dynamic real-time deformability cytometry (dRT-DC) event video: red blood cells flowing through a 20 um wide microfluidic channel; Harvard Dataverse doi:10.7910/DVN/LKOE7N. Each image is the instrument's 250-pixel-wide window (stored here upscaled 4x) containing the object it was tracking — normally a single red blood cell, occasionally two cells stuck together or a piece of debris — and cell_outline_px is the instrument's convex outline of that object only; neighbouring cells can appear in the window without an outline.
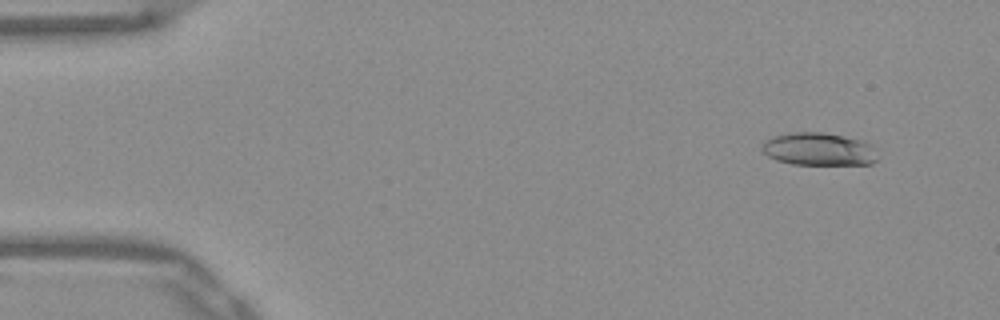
{"species": "Egyptian fruit bat (a non-hibernating species)", "species_latin": "Rousettus aegyptiacus", "temperature_condition": "warm", "stored_images_in_passage": 52, "camera_frame_rate_fps": 3000, "um_per_image_px": 0.085, "frame": {"image": 1, "passage_image": 5, "time_ms": 1.333, "image_size_px": [1000, 320], "cell_outline_px": [[876, 160], [872, 164], [792, 164], [776, 160], [768, 156], [760, 148], [764, 140], [772, 136], [788, 132], [820, 132], [844, 136], [864, 140], [872, 144]], "centroid_in_image_um": [69.55, 12.66], "position_along_channel_um": 15.4, "area_um2": 22.2}}
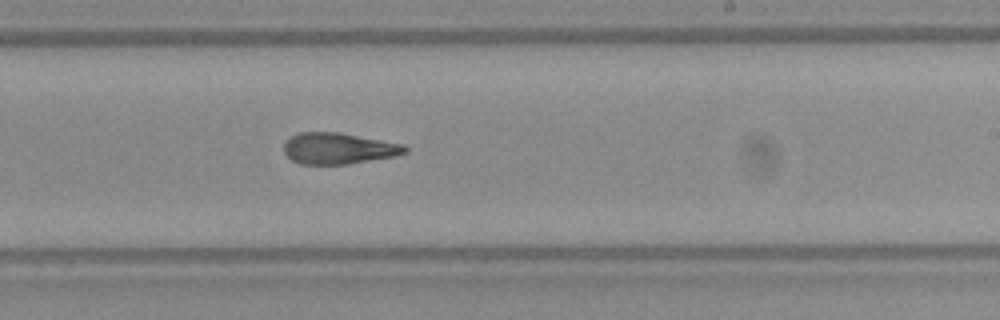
{"frame": {"image": 2, "passage_image": 32, "time_ms": 10.333, "image_size_px": [1000, 320], "cell_outline_px": [[408, 152], [396, 156], [348, 164], [300, 164], [292, 160], [284, 152], [284, 144], [292, 136], [300, 132], [340, 132], [404, 144], [408, 148]], "centroid_in_image_um": [28.81, 12.61], "position_along_channel_um": 260.2, "area_um2": 22.08}}
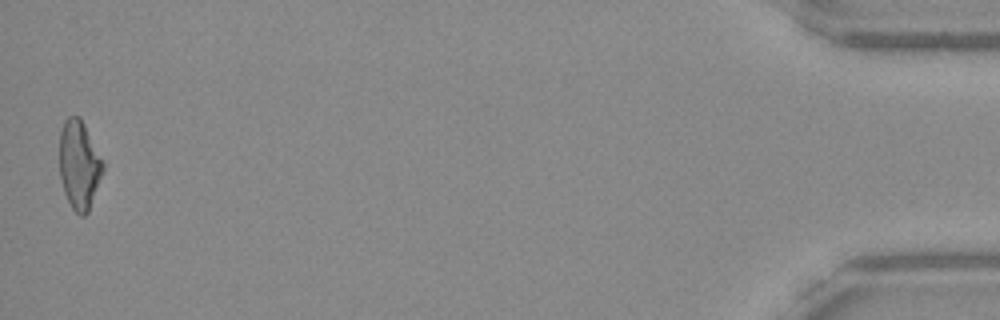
{"frame": {"image": 3, "passage_image": 52, "time_ms": 17.0, "image_size_px": [1000, 320], "cell_outline_px": [[104, 168], [88, 212], [84, 216], [80, 216], [72, 208], [64, 192], [60, 176], [60, 132], [64, 120], [68, 116], [80, 116], [104, 160]], "centroid_in_image_um": [6.74, 13.98], "position_along_channel_um": 428.5, "area_um2": 22.48}, "authors_computed_cell_mechanics": {"area_um2": 22.542, "velocity_mm_per_s": 3.9296, "shape_relaxation_time_tau1_ms": 9.8231, "shape_relaxation_time_tau2_ms": 4.1427, "deformation_change_tau1": 0.299, "deformation_change_tau2": 0.1576}}